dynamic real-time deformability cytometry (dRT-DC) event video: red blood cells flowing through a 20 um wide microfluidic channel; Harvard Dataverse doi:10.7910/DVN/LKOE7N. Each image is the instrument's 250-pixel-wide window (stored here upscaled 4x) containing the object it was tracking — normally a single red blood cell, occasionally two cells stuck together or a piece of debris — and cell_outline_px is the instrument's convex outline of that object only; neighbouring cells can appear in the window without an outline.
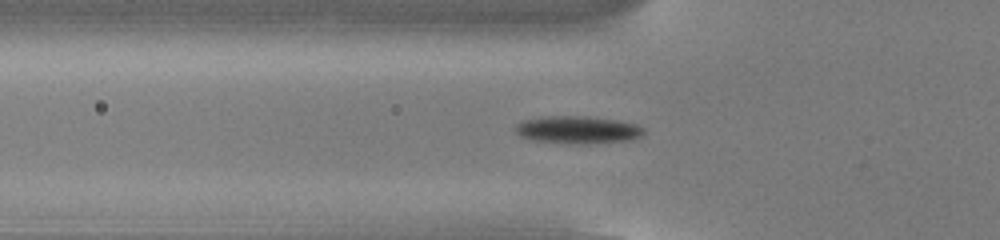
{"species": "common noctule bat (a hibernating species)", "species_latin": "Nyctalus noctula", "temperature_condition": "cold", "stored_images_in_passage": 47, "camera_frame_rate_fps": 3000, "um_per_image_px": 0.085, "animal": {"sex": "male", "body_mass_g": 13.0, "forearm_length_mm": 53.1}, "frame": {"image": 1, "passage_image": 12, "time_ms": 3.667, "image_size_px": [1000, 240], "cell_outline_px": [[644, 132], [640, 136], [632, 140], [588, 144], [572, 144], [532, 140], [520, 136], [516, 132], [516, 124], [524, 120], [540, 116], [588, 116], [616, 120], [636, 124], [644, 128]], "centroid_in_image_um": [49.1, 11.04], "position_along_channel_um": 76.7, "area_um2": 20.81}}
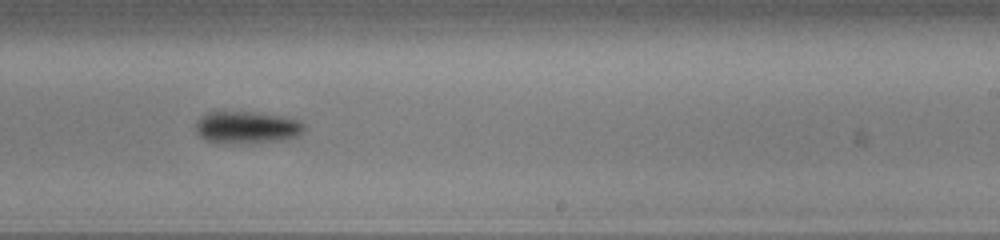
{"frame": {"image": 2, "passage_image": 27, "time_ms": 8.667, "image_size_px": [1000, 240], "cell_outline_px": [[304, 132], [300, 136], [284, 140], [248, 144], [216, 144], [204, 140], [196, 132], [196, 124], [200, 116], [208, 112], [252, 112], [280, 116], [300, 120], [304, 124]], "centroid_in_image_um": [20.98, 10.87], "position_along_channel_um": 268.0, "area_um2": 20.92}}
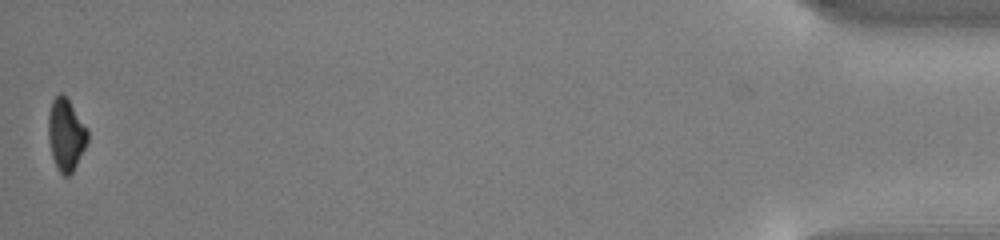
{"frame": {"image": 3, "passage_image": 47, "time_ms": 15.333, "image_size_px": [1000, 240], "cell_outline_px": [[88, 140], [72, 172], [68, 176], [64, 176], [56, 168], [52, 156], [48, 140], [48, 112], [52, 100], [60, 92], [68, 100], [88, 128]], "centroid_in_image_um": [5.59, 11.44], "position_along_channel_um": 429.6, "area_um2": 16.42}, "authors_computed_cell_mechanics": {"area_um2": 19.074, "velocity_mm_per_s": 3.8293, "shape_relaxation_time_tau1_ms": 2.3992, "shape_relaxation_time_tau2_ms": null, "deformation_change_tau1": 0.1129, "deformation_change_tau2": null}}